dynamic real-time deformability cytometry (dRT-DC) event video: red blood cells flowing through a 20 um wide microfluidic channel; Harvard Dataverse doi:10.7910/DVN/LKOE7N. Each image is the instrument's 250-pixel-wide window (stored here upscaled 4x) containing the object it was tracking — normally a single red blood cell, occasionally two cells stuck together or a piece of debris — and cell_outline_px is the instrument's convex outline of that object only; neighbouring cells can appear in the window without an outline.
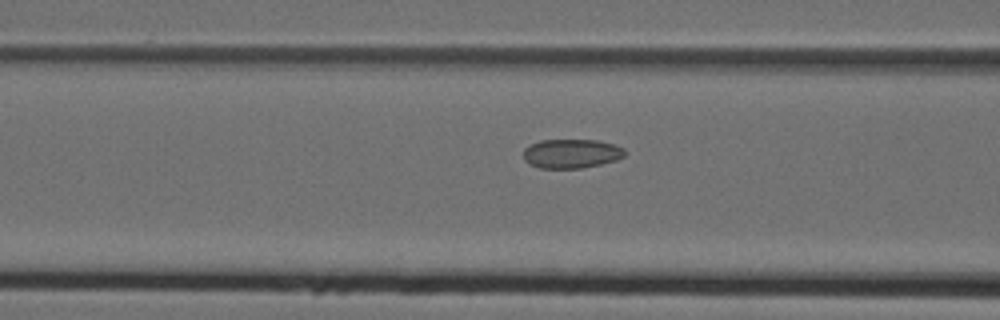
{"species": "Egyptian fruit bat (a non-hibernating species)", "species_latin": "Rousettus aegyptiacus", "temperature_condition": "cold", "stored_images_in_passage": 18, "camera_frame_rate_fps": 3000, "um_per_image_px": 0.085, "animal": {"sex": "female"}, "frame": {"image": 1, "passage_image": 16, "time_ms": 5.0, "image_size_px": [1000, 320], "cell_outline_px": [[624, 156], [616, 160], [600, 164], [580, 168], [540, 168], [524, 160], [524, 148], [528, 144], [540, 140], [596, 140], [612, 144], [624, 148]], "centroid_in_image_um": [48.54, 13.05], "position_along_channel_um": 118.1, "area_um2": 17.11}}